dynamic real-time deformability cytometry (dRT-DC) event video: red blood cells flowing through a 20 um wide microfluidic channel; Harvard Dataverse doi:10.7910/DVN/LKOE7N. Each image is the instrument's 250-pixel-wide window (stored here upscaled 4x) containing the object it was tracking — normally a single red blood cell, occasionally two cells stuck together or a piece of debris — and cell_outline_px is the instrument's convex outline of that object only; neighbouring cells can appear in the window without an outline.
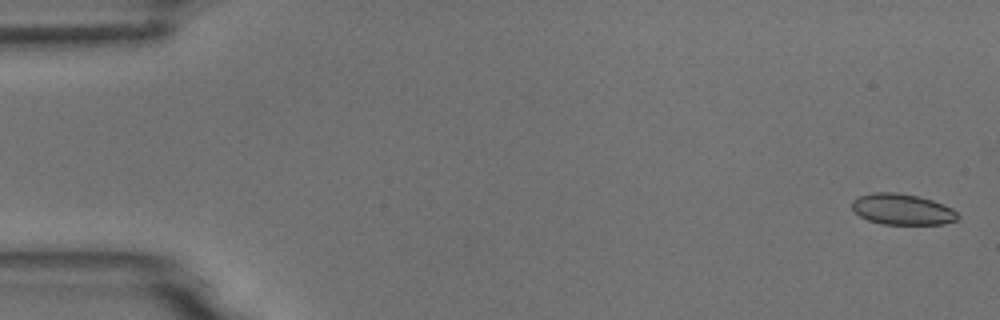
{"species": "common noctule bat (a hibernating species)", "species_latin": "Nyctalus noctula", "temperature_condition": "room temperature", "stored_images_in_passage": 6, "camera_frame_rate_fps": 3000, "um_per_image_px": 0.085, "animal": {"sex": "male", "body_mass_g": 18.8}, "frame": {"image": 1, "passage_image": 1, "time_ms": 0.0, "image_size_px": [1000, 320], "cell_outline_px": [[960, 216], [956, 220], [944, 224], [880, 224], [868, 220], [860, 216], [852, 208], [852, 200], [860, 196], [872, 192], [896, 192], [916, 196], [932, 200], [952, 208]], "centroid_in_image_um": [76.68, 17.79], "position_along_channel_um": 8.3, "area_um2": 19.02}}
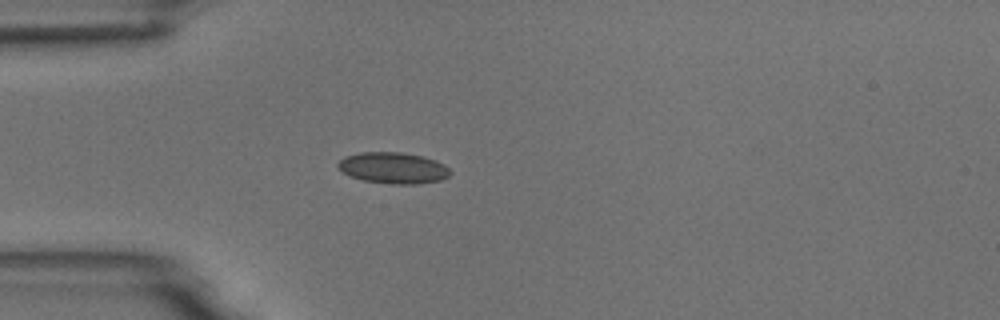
{"frame": {"image": 2, "passage_image": 5, "time_ms": 4.667, "image_size_px": [1000, 320], "cell_outline_px": [[452, 172], [448, 176], [440, 180], [416, 184], [392, 184], [364, 180], [352, 176], [344, 172], [336, 164], [344, 156], [360, 152], [400, 152], [424, 156], [436, 160], [444, 164]], "centroid_in_image_um": [33.45, 14.26], "position_along_channel_um": 51.6, "area_um2": 20.35}}